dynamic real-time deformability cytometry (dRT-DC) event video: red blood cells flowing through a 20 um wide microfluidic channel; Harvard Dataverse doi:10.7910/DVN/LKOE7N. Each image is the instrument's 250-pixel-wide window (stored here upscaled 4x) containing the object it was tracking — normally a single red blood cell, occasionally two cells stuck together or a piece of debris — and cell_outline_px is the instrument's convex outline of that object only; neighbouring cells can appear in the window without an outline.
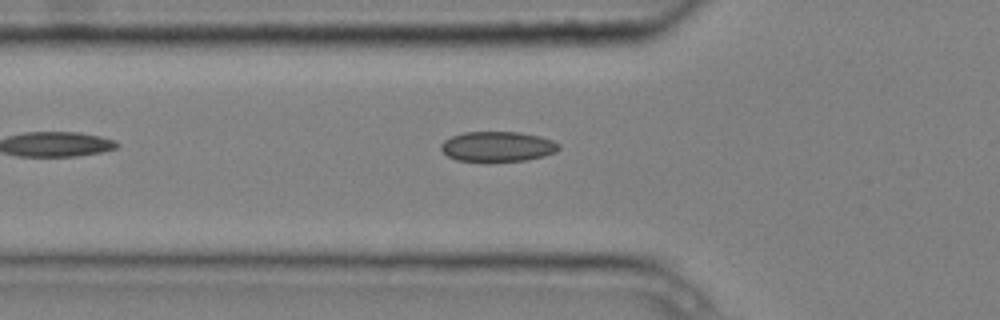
{"species": "common noctule bat (a hibernating species)", "species_latin": "Nyctalus noctula", "temperature_condition": "cold", "stored_images_in_passage": 5, "camera_frame_rate_fps": 3000, "um_per_image_px": 0.085, "animal": {"sex": "male", "body_mass_g": 20.4}, "frame": {"image": 1, "passage_image": 5, "time_ms": 1.333, "image_size_px": [1000, 320], "cell_outline_px": [[560, 148], [556, 152], [544, 156], [524, 160], [488, 164], [456, 160], [448, 156], [440, 148], [440, 144], [444, 140], [452, 136], [464, 132], [520, 132], [540, 136], [552, 140], [560, 144]], "centroid_in_image_um": [42.28, 12.49], "position_along_channel_um": 83.5, "area_um2": 21.39}}